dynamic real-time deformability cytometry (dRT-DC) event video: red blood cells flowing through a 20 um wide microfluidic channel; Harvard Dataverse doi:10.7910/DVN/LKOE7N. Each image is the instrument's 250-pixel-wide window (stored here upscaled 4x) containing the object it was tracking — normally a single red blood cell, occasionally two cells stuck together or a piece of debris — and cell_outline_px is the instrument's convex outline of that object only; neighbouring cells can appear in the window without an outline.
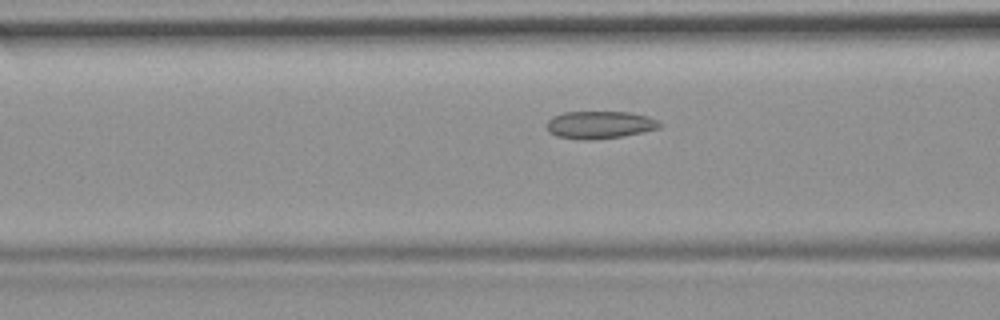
{"species": "common noctule bat (a hibernating species)", "species_latin": "Nyctalus noctula", "temperature_condition": "room temperature", "stored_images_in_passage": 35, "camera_frame_rate_fps": 3000, "um_per_image_px": 0.085, "animal": {"sex": "female", "body_mass_g": 19.9}, "frame": {"image": 1, "passage_image": 12, "time_ms": 3.667, "image_size_px": [1000, 320], "cell_outline_px": [[664, 124], [660, 128], [624, 136], [592, 140], [584, 140], [556, 136], [548, 132], [548, 120], [552, 116], [564, 112], [632, 112], [648, 116], [660, 120]], "centroid_in_image_um": [51.03, 10.61], "position_along_channel_um": 115.6, "area_um2": 18.38}}
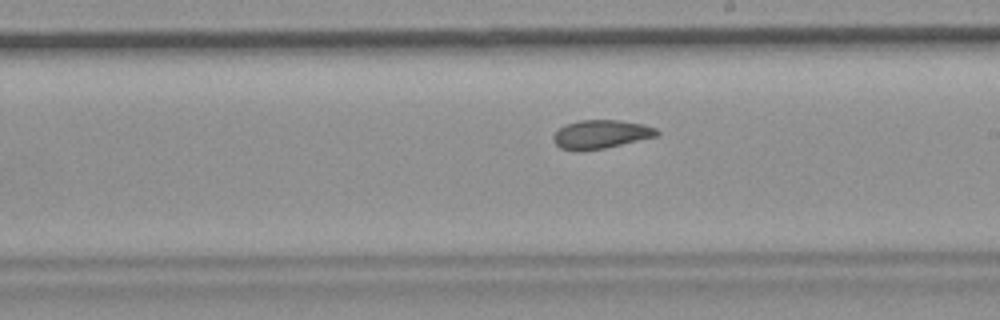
{"frame": {"image": 2, "passage_image": 22, "time_ms": 7.0, "image_size_px": [1000, 320], "cell_outline_px": [[660, 132], [656, 136], [604, 148], [576, 152], [560, 148], [552, 140], [552, 136], [564, 124], [580, 120], [620, 120], [644, 124], [656, 128]], "centroid_in_image_um": [51.03, 11.41], "position_along_channel_um": 238.0, "area_um2": 17.34}}
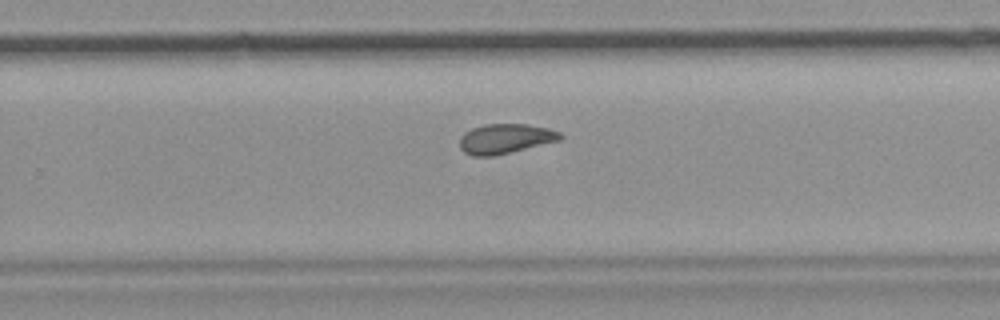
{"frame": {"image": 3, "passage_image": 26, "time_ms": 8.333, "image_size_px": [1000, 320], "cell_outline_px": [[564, 136], [560, 140], [492, 156], [472, 156], [464, 152], [460, 148], [460, 136], [464, 132], [472, 128], [484, 124], [528, 124], [548, 128], [560, 132]], "centroid_in_image_um": [42.93, 11.78], "position_along_channel_um": 286.9, "area_um2": 17.4}}